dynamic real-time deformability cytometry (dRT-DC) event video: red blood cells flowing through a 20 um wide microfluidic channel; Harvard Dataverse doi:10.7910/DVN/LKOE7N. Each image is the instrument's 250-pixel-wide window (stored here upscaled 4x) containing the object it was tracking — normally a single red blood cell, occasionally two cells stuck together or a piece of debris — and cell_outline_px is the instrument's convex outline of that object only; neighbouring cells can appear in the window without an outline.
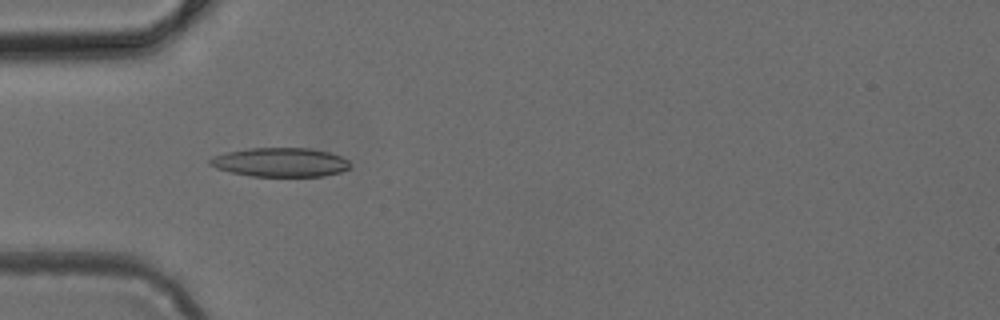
{"species": "common noctule bat (a hibernating species)", "species_latin": "Nyctalus noctula", "temperature_condition": "cold", "stored_images_in_passage": 47, "camera_frame_rate_fps": 3000, "um_per_image_px": 0.085, "animal": {"sex": "female", "body_mass_g": 24.6, "forearm_length_mm": 56.2}, "frame": {"image": 1, "passage_image": 14, "time_ms": 4.333, "image_size_px": [1000, 320], "cell_outline_px": [[352, 164], [348, 168], [340, 172], [324, 176], [252, 176], [232, 172], [216, 168], [208, 164], [208, 160], [224, 152], [248, 148], [312, 148], [328, 152], [340, 156], [348, 160]], "centroid_in_image_um": [23.83, 13.79], "position_along_channel_um": 61.2, "area_um2": 23.7}}
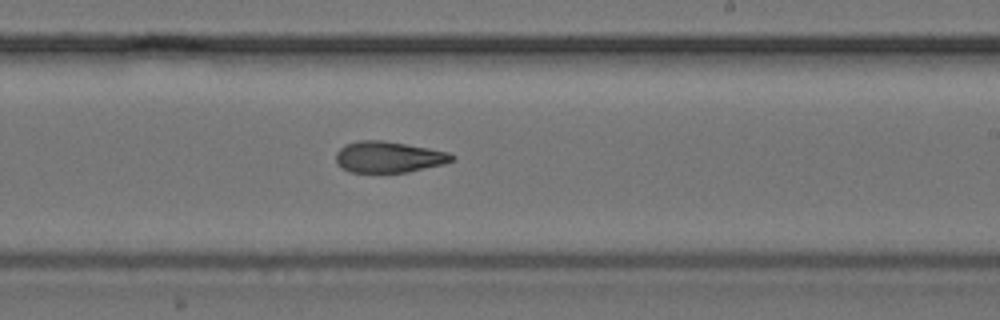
{"frame": {"image": 2, "passage_image": 28, "time_ms": 9.0, "image_size_px": [1000, 320], "cell_outline_px": [[456, 156], [452, 160], [444, 164], [408, 172], [348, 172], [340, 168], [336, 164], [336, 152], [344, 144], [360, 140], [384, 140], [428, 148], [448, 152]], "centroid_in_image_um": [32.99, 13.34], "position_along_channel_um": 256.0, "area_um2": 21.21}}
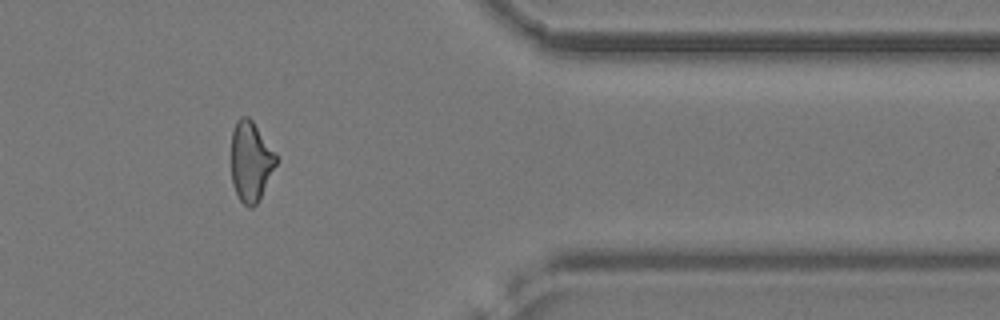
{"frame": {"image": 3, "passage_image": 39, "time_ms": 12.667, "image_size_px": [1000, 320], "cell_outline_px": [[276, 164], [256, 204], [252, 208], [248, 208], [240, 200], [232, 184], [232, 132], [236, 120], [240, 116], [248, 116], [252, 120], [276, 152]], "centroid_in_image_um": [21.3, 13.68], "position_along_channel_um": 390.1, "area_um2": 20.69}}